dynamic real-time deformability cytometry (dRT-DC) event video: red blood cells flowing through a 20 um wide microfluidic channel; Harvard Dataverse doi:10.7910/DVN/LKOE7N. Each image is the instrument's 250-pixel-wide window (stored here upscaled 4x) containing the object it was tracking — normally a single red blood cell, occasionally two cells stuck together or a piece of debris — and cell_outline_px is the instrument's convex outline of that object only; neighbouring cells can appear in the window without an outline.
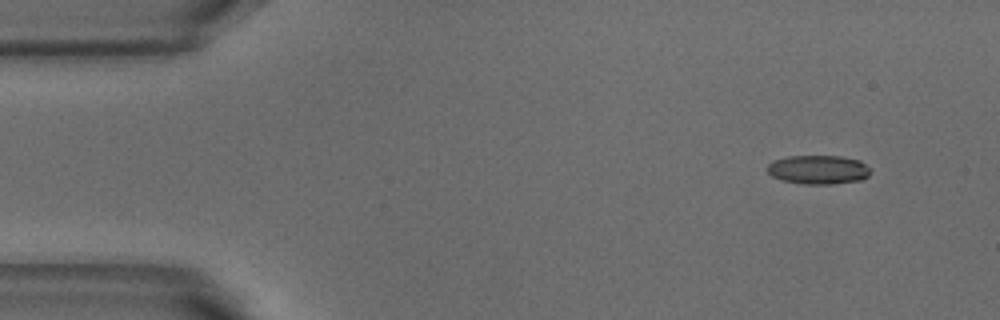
{"species": "common noctule bat (a hibernating species)", "species_latin": "Nyctalus noctula", "temperature_condition": "warm", "stored_images_in_passage": 4, "camera_frame_rate_fps": 3000, "um_per_image_px": 0.085, "animal": {"sex": "male", "body_mass_g": 18.8}, "frame": {"image": 1, "passage_image": 1, "time_ms": 0.0, "image_size_px": [1000, 320], "cell_outline_px": [[868, 176], [860, 180], [832, 184], [804, 184], [784, 180], [772, 176], [768, 172], [768, 164], [772, 160], [788, 156], [840, 156], [860, 160], [868, 168]], "centroid_in_image_um": [69.53, 14.41], "position_along_channel_um": 15.5, "area_um2": 17.22}}
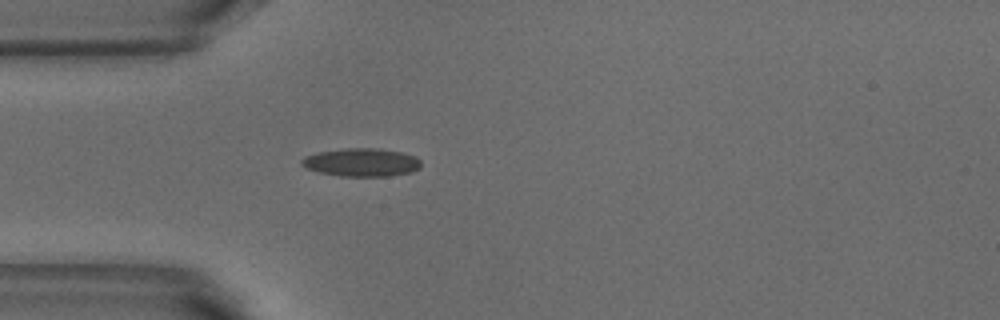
{"frame": {"image": 2, "passage_image": 4, "time_ms": 1.0, "image_size_px": [1000, 320], "cell_outline_px": [[420, 168], [412, 172], [388, 176], [340, 176], [320, 172], [308, 168], [300, 164], [300, 160], [304, 156], [316, 152], [344, 148], [376, 148], [400, 152], [416, 156], [420, 160]], "centroid_in_image_um": [30.72, 13.79], "position_along_channel_um": 54.3, "area_um2": 19.65}}